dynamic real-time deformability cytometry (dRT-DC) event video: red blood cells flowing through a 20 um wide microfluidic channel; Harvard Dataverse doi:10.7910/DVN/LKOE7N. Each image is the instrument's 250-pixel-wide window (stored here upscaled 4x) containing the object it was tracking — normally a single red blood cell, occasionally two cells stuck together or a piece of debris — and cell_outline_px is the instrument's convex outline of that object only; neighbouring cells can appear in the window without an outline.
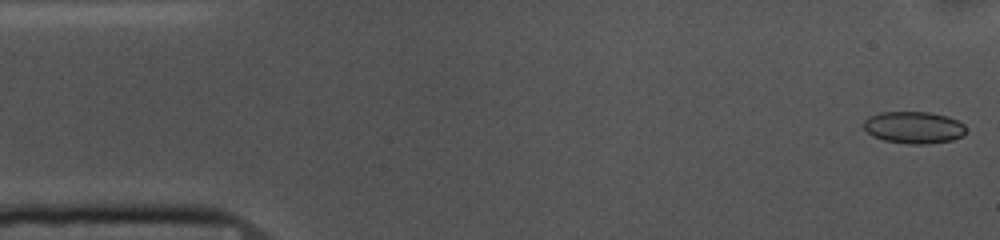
{"species": "common noctule bat (a hibernating species)", "species_latin": "Nyctalus noctula", "temperature_condition": "cold", "stored_images_in_passage": 53, "camera_frame_rate_fps": 3000, "um_per_image_px": 0.085, "animal": {"sex": "female", "body_mass_g": 10.0, "forearm_length_mm": 53.1}, "frame": {"image": 1, "passage_image": 1, "time_ms": 0.0, "image_size_px": [1000, 240], "cell_outline_px": [[964, 132], [960, 136], [952, 140], [924, 144], [908, 144], [884, 140], [872, 136], [864, 128], [864, 120], [868, 116], [880, 112], [928, 112], [948, 116], [964, 124]], "centroid_in_image_um": [77.63, 10.82], "position_along_channel_um": 7.4, "area_um2": 18.96}}
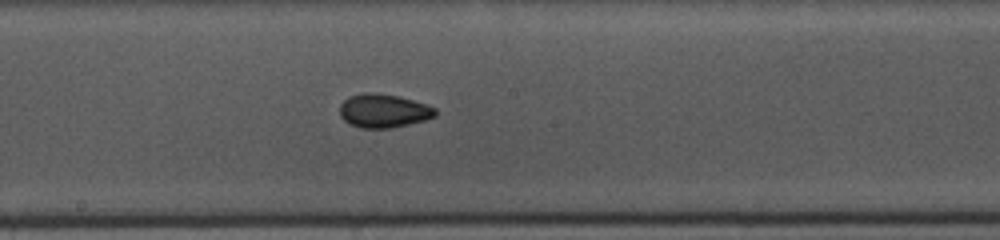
{"frame": {"image": 2, "passage_image": 27, "time_ms": 8.667, "image_size_px": [1000, 240], "cell_outline_px": [[436, 116], [424, 120], [392, 128], [360, 128], [344, 120], [340, 116], [340, 104], [348, 96], [364, 92], [372, 92], [400, 96], [428, 104], [436, 108]], "centroid_in_image_um": [32.61, 9.4], "position_along_channel_um": 215.6, "area_um2": 18.9}}
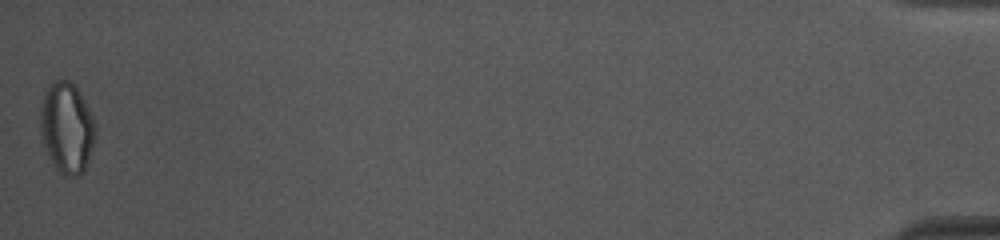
{"frame": {"image": 3, "passage_image": 53, "time_ms": 17.333, "image_size_px": [1000, 240], "cell_outline_px": [[96, 136], [84, 172], [76, 176], [64, 176], [56, 172], [40, 136], [40, 108], [44, 92], [48, 84], [56, 80], [68, 80], [80, 92], [92, 116], [96, 132]], "centroid_in_image_um": [5.65, 10.88], "position_along_channel_um": 429.5, "area_um2": 29.36}, "authors_computed_cell_mechanics": {"area_um2": 18.9006, "velocity_mm_per_s": 3.6598, "shape_relaxation_time_tau1_ms": null, "shape_relaxation_time_tau2_ms": 2.4241, "deformation_change_tau1": null, "deformation_change_tau2": 0.0664}}